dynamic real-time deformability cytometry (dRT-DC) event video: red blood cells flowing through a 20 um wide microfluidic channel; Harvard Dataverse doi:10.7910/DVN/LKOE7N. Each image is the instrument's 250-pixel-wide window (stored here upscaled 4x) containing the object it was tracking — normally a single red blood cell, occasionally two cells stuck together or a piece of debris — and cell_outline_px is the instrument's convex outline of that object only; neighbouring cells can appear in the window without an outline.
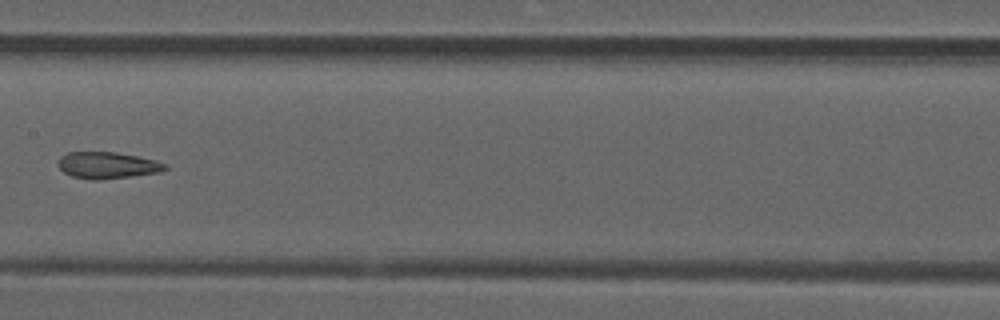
{"species": "common noctule bat (a hibernating species)", "species_latin": "Nyctalus noctula", "temperature_condition": "room temperature", "stored_images_in_passage": 8, "segment_of_instrument_passage": [2, 2], "camera_frame_rate_fps": 3000, "um_per_image_px": 0.085, "animal": {"sex": "male", "forearm_length_mm": 52.5}, "frame": {"image": 1, "passage_image": 7, "time_ms": 2.0, "image_size_px": [1000, 320], "cell_outline_px": [[168, 168], [160, 172], [104, 180], [88, 180], [72, 176], [64, 172], [56, 164], [60, 156], [68, 152], [112, 152], [140, 156], [168, 164]], "centroid_in_image_um": [9.12, 14.05], "position_along_channel_um": 198.3, "area_um2": 16.82}}
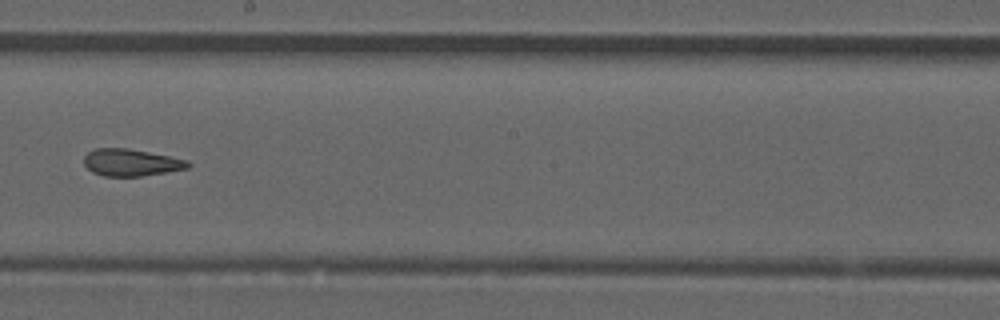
{"frame": {"image": 2, "passage_image": 8, "time_ms": 2.333, "image_size_px": [1000, 320], "cell_outline_px": [[192, 164], [188, 168], [140, 176], [104, 176], [92, 172], [84, 164], [84, 156], [88, 152], [96, 148], [128, 148], [188, 160]], "centroid_in_image_um": [11.12, 13.81], "position_along_channel_um": 237.1, "area_um2": 16.24}}